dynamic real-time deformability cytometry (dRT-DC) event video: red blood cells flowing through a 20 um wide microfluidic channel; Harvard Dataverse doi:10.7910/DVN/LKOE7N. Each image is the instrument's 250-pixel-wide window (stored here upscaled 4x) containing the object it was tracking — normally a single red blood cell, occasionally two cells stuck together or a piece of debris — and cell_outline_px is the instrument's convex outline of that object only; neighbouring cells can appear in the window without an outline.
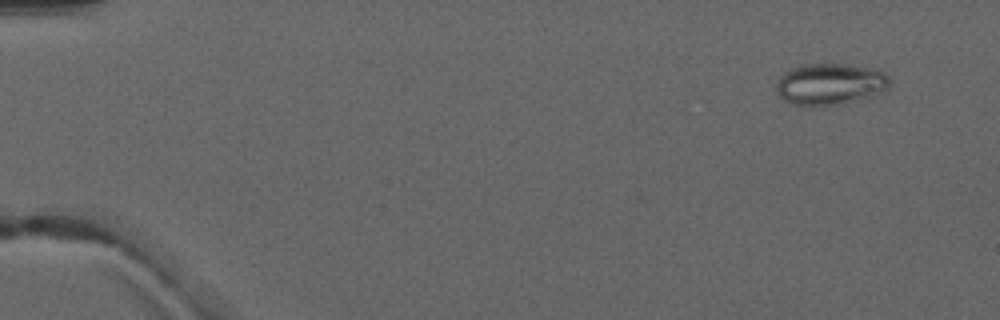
{"species": "common noctule bat (a hibernating species)", "species_latin": "Nyctalus noctula", "temperature_condition": "warm", "stored_images_in_passage": 6, "camera_frame_rate_fps": 3000, "um_per_image_px": 0.085, "animal": {"sex": "male", "forearm_length_mm": 52.5}, "frame": {"image": 1, "passage_image": 1, "time_ms": 0.0, "image_size_px": [1000, 320], "cell_outline_px": [[888, 88], [884, 92], [872, 96], [852, 100], [828, 104], [792, 104], [784, 100], [780, 96], [776, 88], [776, 80], [788, 68], [800, 64], [840, 64], [868, 68], [884, 72], [888, 76]], "centroid_in_image_um": [70.51, 7.11], "position_along_channel_um": 14.5, "area_um2": 26.82}}